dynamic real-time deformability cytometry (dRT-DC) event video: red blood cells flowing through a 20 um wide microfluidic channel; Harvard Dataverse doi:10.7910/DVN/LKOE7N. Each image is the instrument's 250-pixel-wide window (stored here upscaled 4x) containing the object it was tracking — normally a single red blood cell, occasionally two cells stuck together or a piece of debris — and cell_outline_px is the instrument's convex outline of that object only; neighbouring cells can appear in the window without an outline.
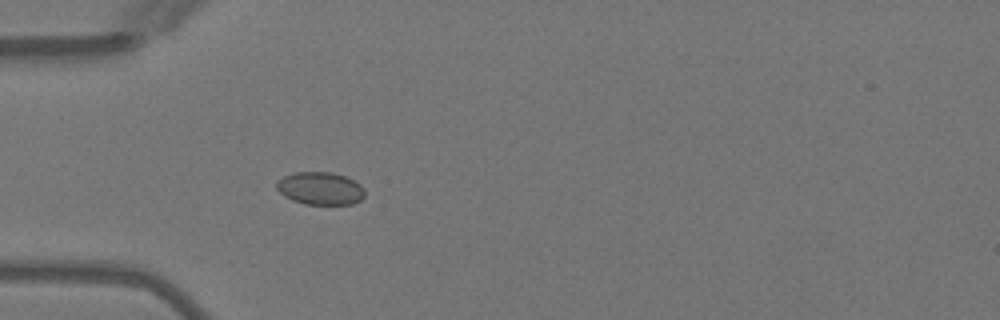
{"species": "Egyptian fruit bat (a non-hibernating species)", "species_latin": "Rousettus aegyptiacus", "temperature_condition": "warm", "stored_images_in_passage": 43, "camera_frame_rate_fps": 3000, "um_per_image_px": 0.085, "animal": {"sex": "female"}, "frame": {"image": 1, "passage_image": 8, "time_ms": 2.333, "image_size_px": [1000, 320], "cell_outline_px": [[364, 196], [360, 200], [352, 204], [304, 204], [292, 200], [284, 196], [276, 188], [276, 180], [284, 176], [296, 172], [332, 172], [344, 176], [360, 184], [364, 188]], "centroid_in_image_um": [27.2, 16.01], "position_along_channel_um": 57.8, "area_um2": 16.82}}
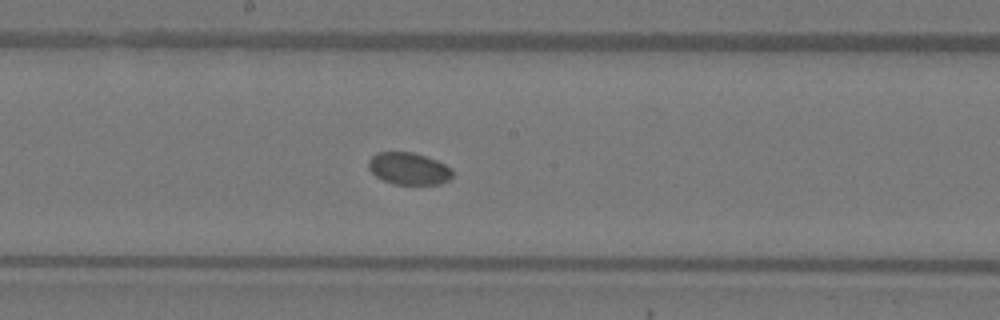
{"frame": {"image": 2, "passage_image": 20, "time_ms": 6.333, "image_size_px": [1000, 320], "cell_outline_px": [[452, 176], [448, 180], [440, 184], [392, 184], [376, 176], [368, 168], [368, 160], [376, 152], [412, 152], [436, 160], [452, 168]], "centroid_in_image_um": [34.73, 14.33], "position_along_channel_um": 213.5, "area_um2": 15.66}}
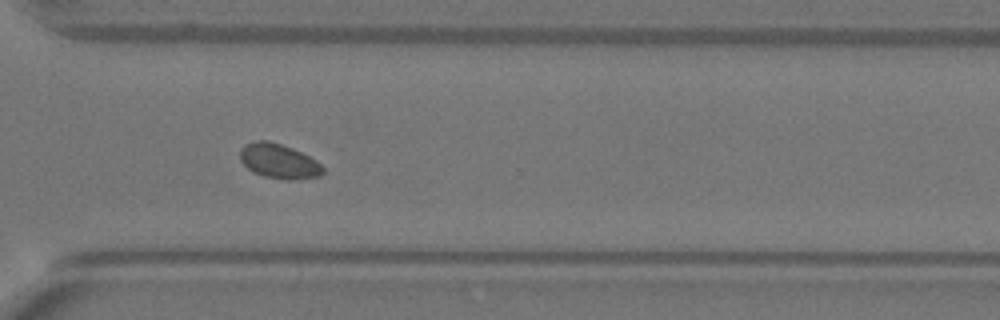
{"frame": {"image": 3, "passage_image": 30, "time_ms": 9.667, "image_size_px": [1000, 320], "cell_outline_px": [[324, 172], [320, 176], [292, 180], [288, 180], [264, 176], [252, 172], [240, 160], [240, 152], [244, 144], [252, 140], [268, 140], [292, 148], [316, 160], [324, 168]], "centroid_in_image_um": [23.69, 13.69], "position_along_channel_um": 346.9, "area_um2": 16.76}}